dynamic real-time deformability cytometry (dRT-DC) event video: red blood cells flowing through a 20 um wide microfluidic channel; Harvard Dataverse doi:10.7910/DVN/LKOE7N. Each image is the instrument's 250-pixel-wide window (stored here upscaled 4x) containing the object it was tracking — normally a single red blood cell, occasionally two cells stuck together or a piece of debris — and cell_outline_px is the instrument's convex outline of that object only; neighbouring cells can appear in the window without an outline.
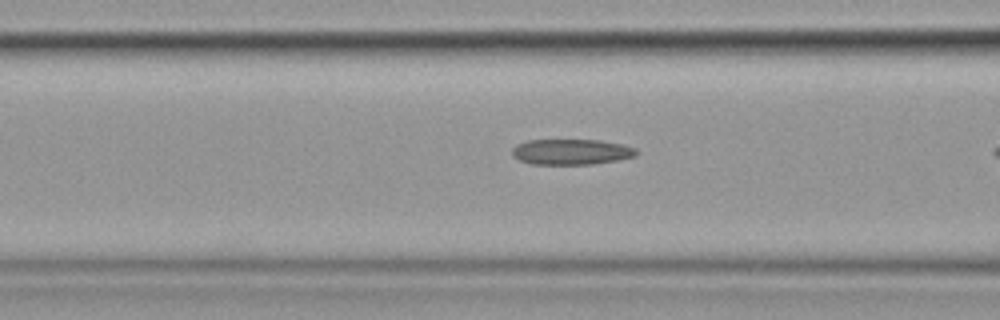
{"species": "common noctule bat (a hibernating species)", "species_latin": "Nyctalus noctula", "temperature_condition": "cold", "stored_images_in_passage": 28, "camera_frame_rate_fps": 3000, "um_per_image_px": 0.085, "animal": {"sex": "female", "body_mass_g": 19.9}, "frame": {"image": 1, "passage_image": 19, "time_ms": 6.0, "image_size_px": [1000, 320], "cell_outline_px": [[640, 152], [636, 156], [616, 160], [592, 164], [532, 164], [520, 160], [512, 156], [512, 148], [516, 144], [528, 140], [600, 140], [624, 144], [636, 148]], "centroid_in_image_um": [48.58, 12.9], "position_along_channel_um": 118.0, "area_um2": 18.67}}
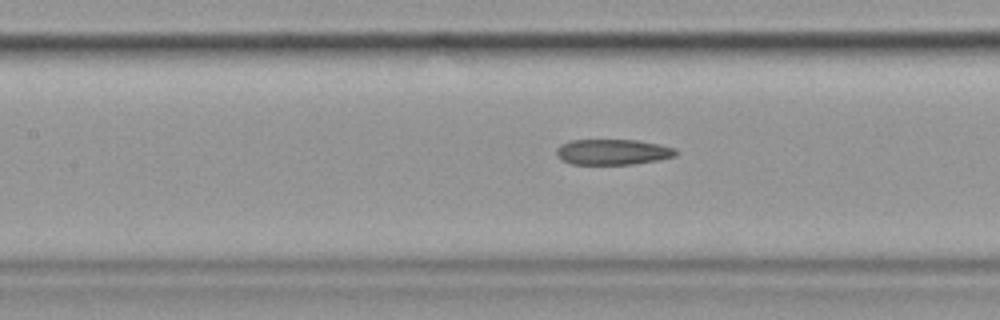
{"frame": {"image": 2, "passage_image": 22, "time_ms": 7.0, "image_size_px": [1000, 320], "cell_outline_px": [[676, 156], [656, 160], [632, 164], [572, 164], [560, 160], [556, 152], [556, 148], [560, 144], [572, 140], [636, 140], [660, 144], [676, 148]], "centroid_in_image_um": [52.06, 12.91], "position_along_channel_um": 155.3, "area_um2": 17.8}}
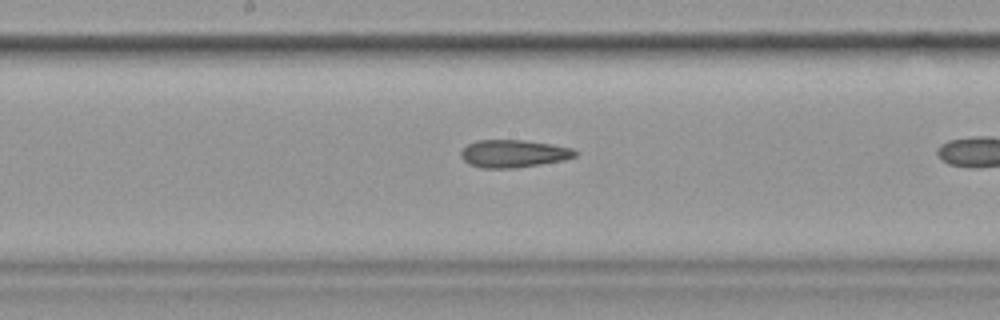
{"frame": {"image": 3, "passage_image": 26, "time_ms": 8.333, "image_size_px": [1000, 320], "cell_outline_px": [[576, 156], [564, 160], [540, 164], [512, 168], [484, 168], [468, 164], [460, 156], [460, 152], [468, 144], [476, 140], [524, 140], [552, 144], [572, 148], [576, 152]], "centroid_in_image_um": [43.63, 13.05], "position_along_channel_um": 204.6, "area_um2": 18.32}}